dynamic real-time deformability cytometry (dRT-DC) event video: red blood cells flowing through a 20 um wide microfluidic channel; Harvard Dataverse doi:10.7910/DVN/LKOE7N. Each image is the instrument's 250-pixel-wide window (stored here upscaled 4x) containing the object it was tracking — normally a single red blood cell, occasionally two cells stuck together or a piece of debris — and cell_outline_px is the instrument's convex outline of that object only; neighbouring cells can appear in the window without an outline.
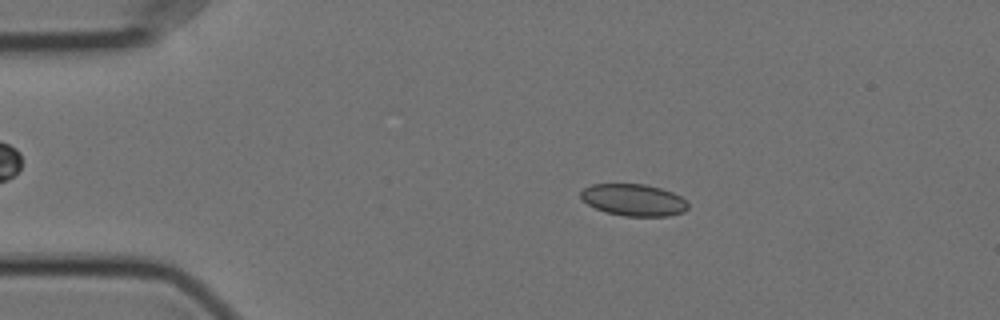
{"species": "Egyptian fruit bat (a non-hibernating species)", "species_latin": "Rousettus aegyptiacus", "temperature_condition": "cold", "stored_images_in_passage": 56, "camera_frame_rate_fps": 3000, "um_per_image_px": 0.085, "animal": {"sex": "female"}, "frame": {"image": 1, "passage_image": 10, "time_ms": 3.0, "image_size_px": [1000, 320], "cell_outline_px": [[688, 208], [684, 212], [668, 216], [624, 216], [604, 212], [588, 204], [580, 196], [580, 192], [584, 188], [592, 184], [644, 184], [660, 188], [672, 192], [680, 196], [688, 204]], "centroid_in_image_um": [53.86, 17.0], "position_along_channel_um": 31.1, "area_um2": 19.88}}
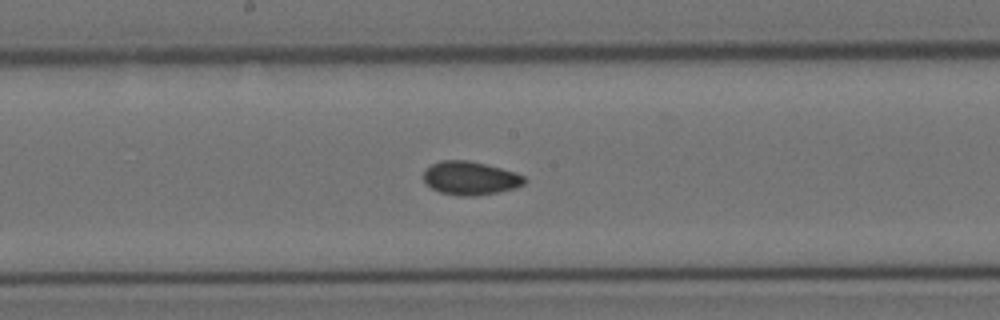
{"frame": {"image": 2, "passage_image": 29, "time_ms": 9.333, "image_size_px": [1000, 320], "cell_outline_px": [[528, 180], [524, 184], [516, 188], [476, 196], [460, 196], [440, 192], [432, 188], [424, 180], [424, 168], [440, 160], [468, 160], [516, 172], [524, 176]], "centroid_in_image_um": [39.98, 15.14], "position_along_channel_um": 208.2, "area_um2": 19.71}}
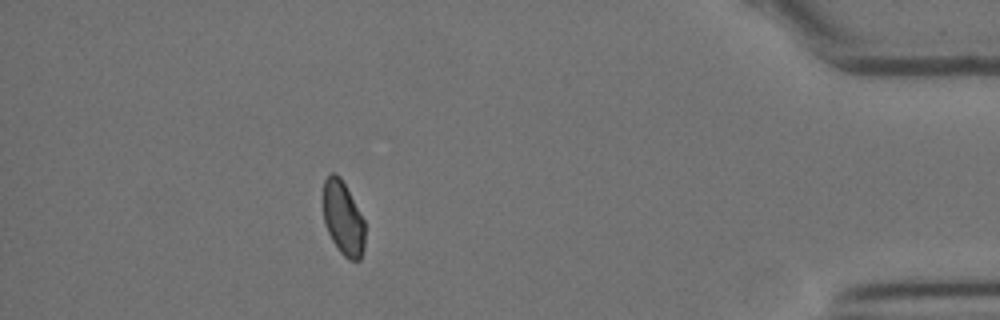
{"frame": {"image": 3, "passage_image": 50, "time_ms": 16.333, "image_size_px": [1000, 320], "cell_outline_px": [[364, 248], [360, 260], [348, 260], [340, 252], [332, 240], [324, 224], [324, 180], [332, 172], [336, 172], [340, 176], [364, 220]], "centroid_in_image_um": [29.16, 18.57], "position_along_channel_um": 406.0, "area_um2": 17.8}, "authors_computed_cell_mechanics": {"area_um2": 19.5075, "velocity_mm_per_s": 3.5469, "shape_relaxation_time_tau1_ms": null, "shape_relaxation_time_tau2_ms": 2.519, "deformation_change_tau1": null, "deformation_change_tau2": 0.044}}